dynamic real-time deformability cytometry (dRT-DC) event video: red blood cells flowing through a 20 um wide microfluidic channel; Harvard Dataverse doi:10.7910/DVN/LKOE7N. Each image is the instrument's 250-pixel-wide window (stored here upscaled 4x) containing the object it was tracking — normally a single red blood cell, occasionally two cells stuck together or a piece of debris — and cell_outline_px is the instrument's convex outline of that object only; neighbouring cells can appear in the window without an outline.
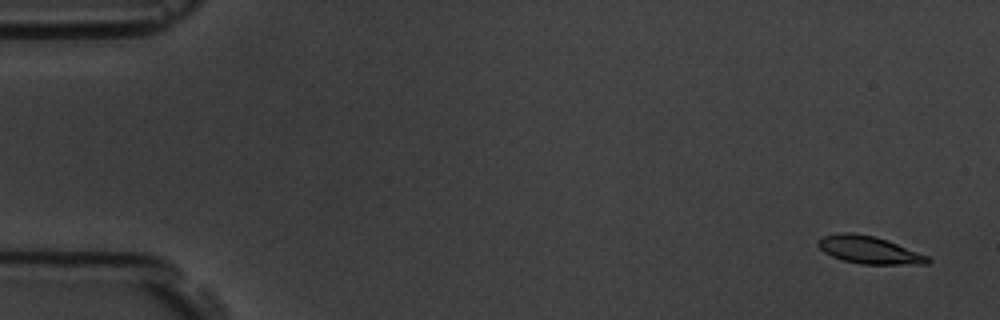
{"species": "common noctule bat (a hibernating species)", "species_latin": "Nyctalus noctula", "temperature_condition": "room temperature", "stored_images_in_passage": 6, "segment_of_instrument_passage": [2, 2], "camera_frame_rate_fps": 3000, "um_per_image_px": 0.085, "animal": {"sex": "male", "body_mass_g": 19.5, "forearm_length_mm": 54.6}, "frame": {"image": 1, "passage_image": 6, "time_ms": 6.0, "image_size_px": [1000, 320], "cell_outline_px": [[932, 260], [928, 264], [860, 264], [844, 260], [832, 256], [824, 252], [816, 244], [820, 236], [840, 232], [852, 232], [876, 236], [888, 240], [928, 256]], "centroid_in_image_um": [73.85, 21.23], "position_along_channel_um": 11.2, "area_um2": 17.74}}